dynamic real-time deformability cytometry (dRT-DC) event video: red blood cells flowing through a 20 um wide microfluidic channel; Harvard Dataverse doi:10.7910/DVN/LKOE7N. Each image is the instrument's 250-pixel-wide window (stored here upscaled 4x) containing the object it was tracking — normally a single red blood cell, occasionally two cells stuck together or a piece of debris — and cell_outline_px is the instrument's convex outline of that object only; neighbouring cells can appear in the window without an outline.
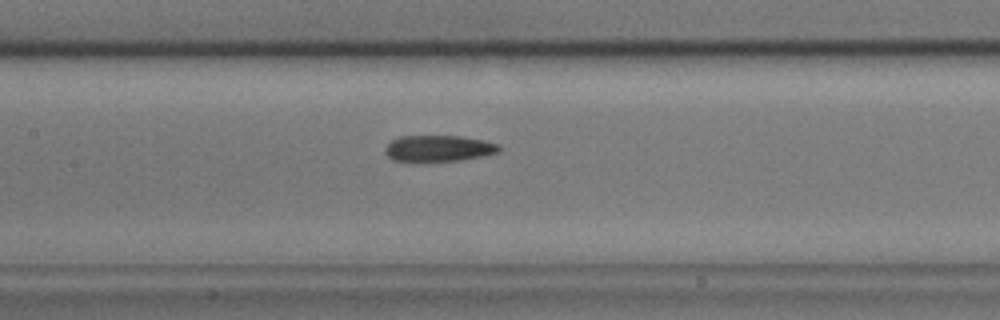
{"species": "common noctule bat (a hibernating species)", "species_latin": "Nyctalus noctula", "temperature_condition": "cold", "stored_images_in_passage": 41, "camera_frame_rate_fps": 3000, "um_per_image_px": 0.085, "animal": {"sex": "male", "body_mass_g": 17.9}, "frame": {"image": 1, "passage_image": 11, "time_ms": 3.333, "image_size_px": [1000, 320], "cell_outline_px": [[500, 152], [484, 156], [460, 160], [424, 164], [408, 164], [392, 160], [384, 152], [384, 148], [392, 140], [400, 136], [460, 136], [484, 140], [500, 144]], "centroid_in_image_um": [37.22, 12.67], "position_along_channel_um": 170.2, "area_um2": 18.44}}
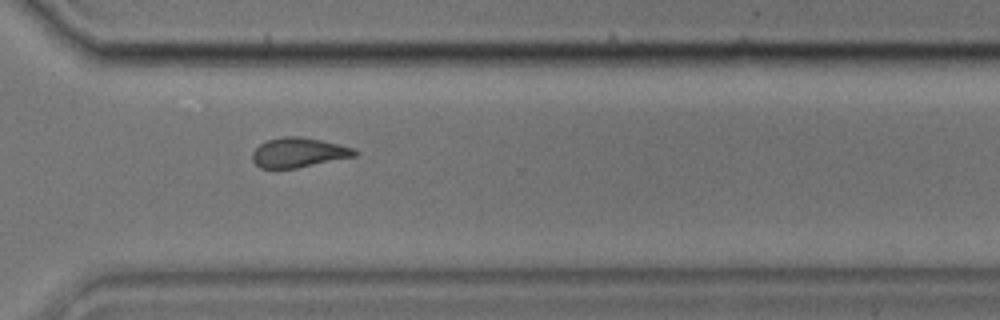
{"frame": {"image": 2, "passage_image": 26, "time_ms": 8.333, "image_size_px": [1000, 320], "cell_outline_px": [[356, 156], [296, 168], [260, 168], [252, 160], [252, 152], [260, 144], [268, 140], [284, 136], [300, 136], [320, 140], [352, 148], [356, 152]], "centroid_in_image_um": [25.33, 12.97], "position_along_channel_um": 345.3, "area_um2": 17.4}}
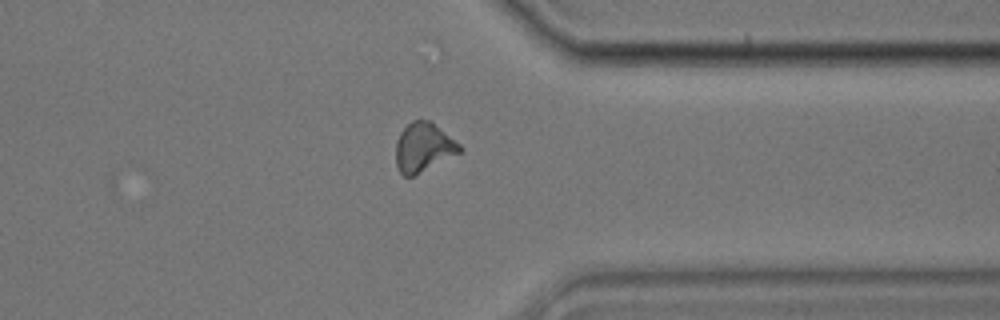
{"frame": {"image": 3, "passage_image": 29, "time_ms": 9.333, "image_size_px": [1000, 320], "cell_outline_px": [[464, 148], [460, 152], [412, 176], [404, 176], [400, 172], [396, 164], [396, 140], [400, 132], [412, 120], [420, 116], [432, 120], [460, 144]], "centroid_in_image_um": [35.99, 12.45], "position_along_channel_um": 375.4, "area_um2": 18.44}}